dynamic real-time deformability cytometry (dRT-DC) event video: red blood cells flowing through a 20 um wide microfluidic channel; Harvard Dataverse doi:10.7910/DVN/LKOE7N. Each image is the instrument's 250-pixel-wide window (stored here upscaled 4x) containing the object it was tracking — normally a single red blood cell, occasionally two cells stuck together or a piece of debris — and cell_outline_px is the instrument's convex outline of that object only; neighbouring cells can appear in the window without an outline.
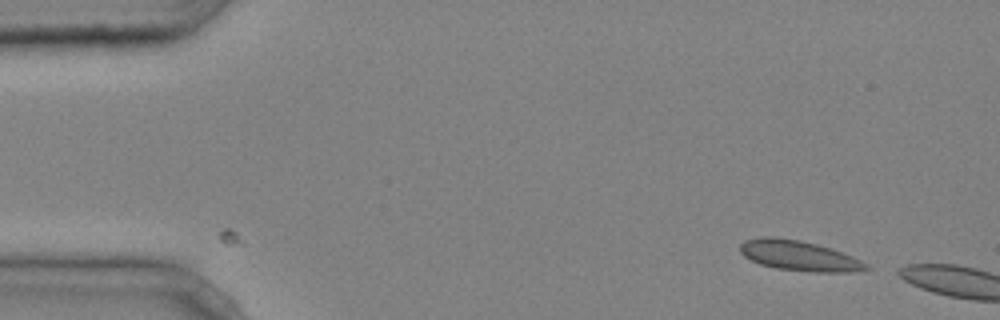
{"species": "common noctule bat (a hibernating species)", "species_latin": "Nyctalus noctula", "temperature_condition": "cold", "stored_images_in_passage": 4, "camera_frame_rate_fps": 3000, "um_per_image_px": 0.085, "animal": {"sex": "male", "body_mass_g": 20.4}, "frame": {"image": 1, "passage_image": 1, "time_ms": 0.0, "image_size_px": [1000, 320], "cell_outline_px": [[872, 268], [856, 272], [816, 272], [776, 268], [760, 264], [744, 256], [740, 252], [740, 244], [744, 240], [760, 236], [776, 236], [800, 240], [832, 248], [852, 256], [868, 264]], "centroid_in_image_um": [67.92, 21.72], "position_along_channel_um": 17.1, "area_um2": 22.37}}